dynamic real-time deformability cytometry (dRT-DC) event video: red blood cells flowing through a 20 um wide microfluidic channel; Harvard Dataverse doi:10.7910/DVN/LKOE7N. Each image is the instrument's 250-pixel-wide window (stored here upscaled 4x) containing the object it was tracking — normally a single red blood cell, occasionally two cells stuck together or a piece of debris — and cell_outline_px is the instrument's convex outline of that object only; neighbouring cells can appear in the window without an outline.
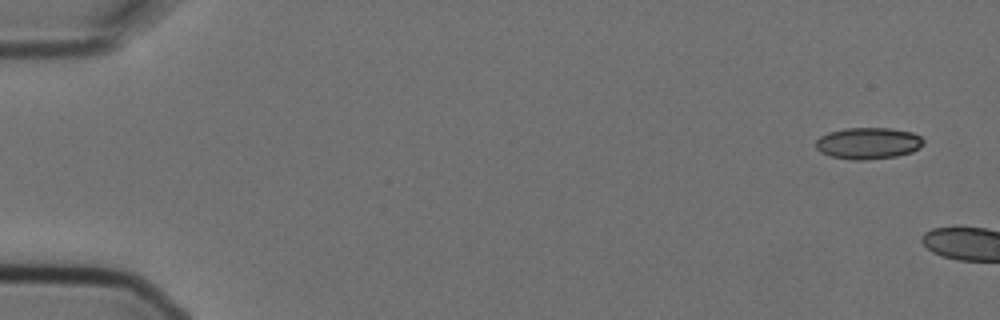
{"species": "Egyptian fruit bat (a non-hibernating species)", "species_latin": "Rousettus aegyptiacus", "temperature_condition": "cold", "stored_images_in_passage": 3, "camera_frame_rate_fps": 3000, "um_per_image_px": 0.085, "animal": {"sex": "female"}, "frame": {"image": 1, "passage_image": 1, "time_ms": 0.0, "image_size_px": [1000, 320], "cell_outline_px": [[924, 144], [920, 148], [912, 152], [896, 156], [864, 160], [852, 160], [832, 156], [820, 152], [816, 148], [816, 140], [820, 136], [828, 132], [844, 128], [892, 128], [912, 132], [920, 136], [924, 140]], "centroid_in_image_um": [73.81, 12.17], "position_along_channel_um": 11.2, "area_um2": 19.94}}